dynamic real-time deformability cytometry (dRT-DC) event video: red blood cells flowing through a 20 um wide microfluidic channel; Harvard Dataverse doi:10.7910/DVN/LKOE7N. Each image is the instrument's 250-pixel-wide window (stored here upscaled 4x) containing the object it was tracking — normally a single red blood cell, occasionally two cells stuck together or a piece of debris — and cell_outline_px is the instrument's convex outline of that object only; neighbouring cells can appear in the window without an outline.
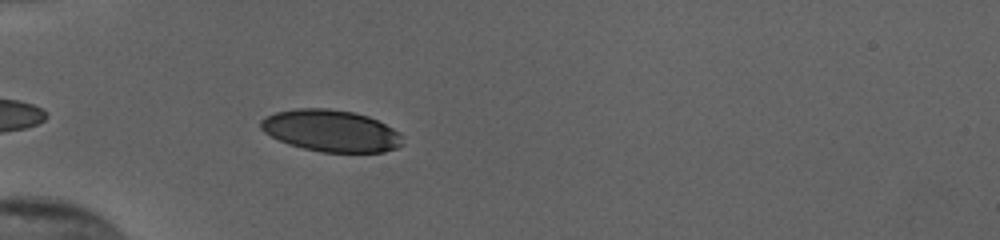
{"species": "human", "species_latin": "Homo sapiens", "temperature_condition": "cold", "stored_images_in_passage": 38, "camera_frame_rate_fps": 3000, "um_per_image_px": 0.085, "donor": {"sex": "female"}, "frame": {"image": 1, "passage_image": 4, "time_ms": 1.0, "image_size_px": [1000, 240], "cell_outline_px": [[404, 144], [396, 148], [384, 152], [320, 152], [288, 144], [264, 132], [260, 128], [260, 120], [264, 116], [276, 112], [296, 108], [328, 108], [352, 112], [368, 116], [400, 132], [404, 136]], "centroid_in_image_um": [28.15, 11.12], "position_along_channel_um": 56.9, "area_um2": 34.68}}
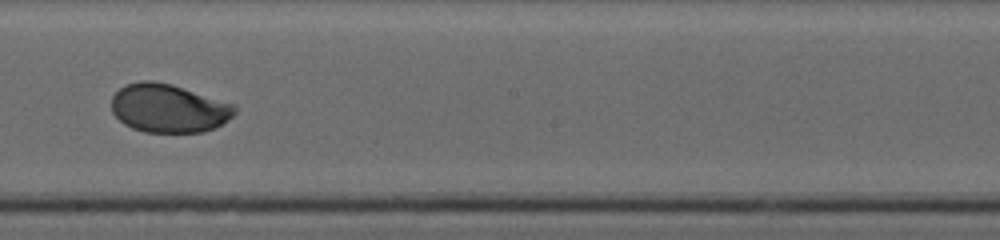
{"frame": {"image": 2, "passage_image": 19, "time_ms": 6.0, "image_size_px": [1000, 240], "cell_outline_px": [[236, 112], [228, 120], [204, 132], [144, 132], [132, 128], [124, 124], [112, 112], [112, 96], [124, 84], [140, 80], [152, 80], [172, 84], [236, 104]], "centroid_in_image_um": [14.33, 9.18], "position_along_channel_um": 233.9, "area_um2": 35.03}}
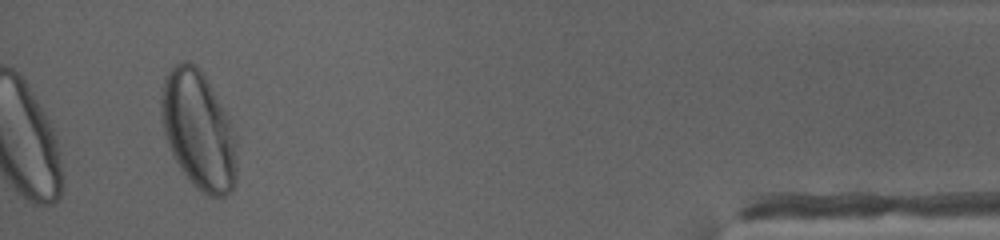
{"frame": {"image": 3, "passage_image": 38, "time_ms": 12.333, "image_size_px": [1000, 240], "cell_outline_px": [[236, 180], [232, 192], [224, 196], [208, 196], [200, 192], [192, 184], [180, 168], [172, 156], [164, 132], [160, 116], [160, 100], [164, 76], [176, 64], [184, 60], [188, 60], [196, 64], [204, 76], [228, 120], [232, 128], [236, 144]], "centroid_in_image_um": [16.83, 11.1], "position_along_channel_um": 418.4, "area_um2": 51.79}, "authors_computed_cell_mechanics": {"area_um2": 35.547, "velocity_mm_per_s": 3.8161, "shape_relaxation_time_tau1_ms": 3.2601, "shape_relaxation_time_tau2_ms": null, "deformation_change_tau1": 0.1386, "deformation_change_tau2": null}}